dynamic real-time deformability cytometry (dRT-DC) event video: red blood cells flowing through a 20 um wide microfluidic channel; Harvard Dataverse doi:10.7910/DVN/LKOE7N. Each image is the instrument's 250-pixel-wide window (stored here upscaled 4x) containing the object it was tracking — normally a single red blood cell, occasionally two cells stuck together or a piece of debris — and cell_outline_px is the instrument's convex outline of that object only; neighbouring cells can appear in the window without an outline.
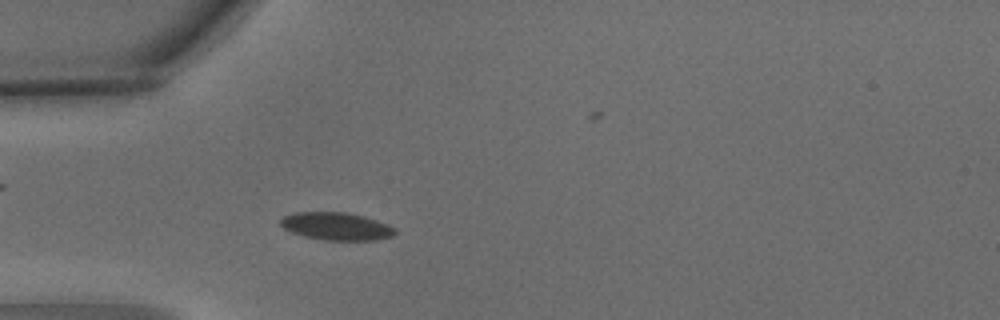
{"species": "common noctule bat (a hibernating species)", "species_latin": "Nyctalus noctula", "temperature_condition": "warm", "stored_images_in_passage": 4, "camera_frame_rate_fps": 3000, "um_per_image_px": 0.085, "animal": {"sex": "male", "body_mass_g": 15.6}, "frame": {"image": 1, "passage_image": 4, "time_ms": 1.0, "image_size_px": [1000, 320], "cell_outline_px": [[396, 232], [392, 236], [376, 240], [324, 240], [304, 236], [292, 232], [284, 228], [280, 224], [280, 220], [284, 216], [296, 212], [344, 212], [364, 216], [388, 224], [396, 228]], "centroid_in_image_um": [28.61, 19.23], "position_along_channel_um": 56.4, "area_um2": 18.44}}